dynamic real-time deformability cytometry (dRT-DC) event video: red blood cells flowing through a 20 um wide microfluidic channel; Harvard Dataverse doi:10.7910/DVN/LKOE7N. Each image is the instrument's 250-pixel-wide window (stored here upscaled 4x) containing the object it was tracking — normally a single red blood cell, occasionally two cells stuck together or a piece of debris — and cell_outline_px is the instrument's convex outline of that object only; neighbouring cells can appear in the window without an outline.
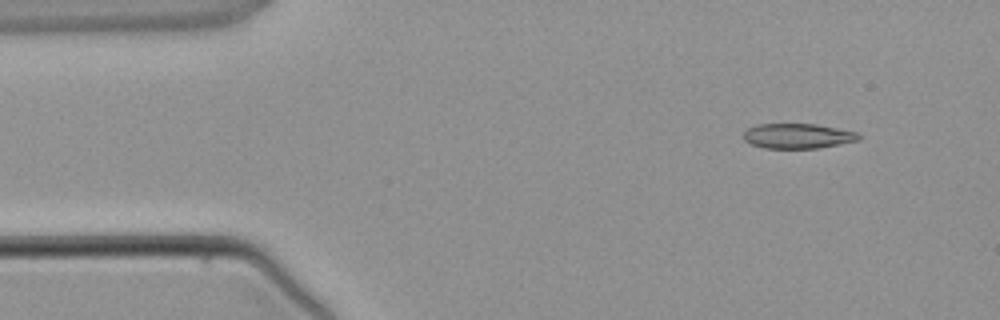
{"species": "common noctule bat (a hibernating species)", "species_latin": "Nyctalus noctula", "temperature_condition": "warm", "stored_images_in_passage": 4, "camera_frame_rate_fps": 3000, "um_per_image_px": 0.085, "animal": {"sex": "male", "body_mass_g": 21.5, "forearm_length_mm": 52.0}, "frame": {"image": 1, "passage_image": 2, "time_ms": 1.0, "image_size_px": [1000, 320], "cell_outline_px": [[860, 140], [820, 148], [764, 148], [752, 144], [744, 140], [744, 132], [748, 128], [756, 124], [816, 124], [856, 132], [860, 136]], "centroid_in_image_um": [67.8, 11.56], "position_along_channel_um": 17.2, "area_um2": 16.7}}
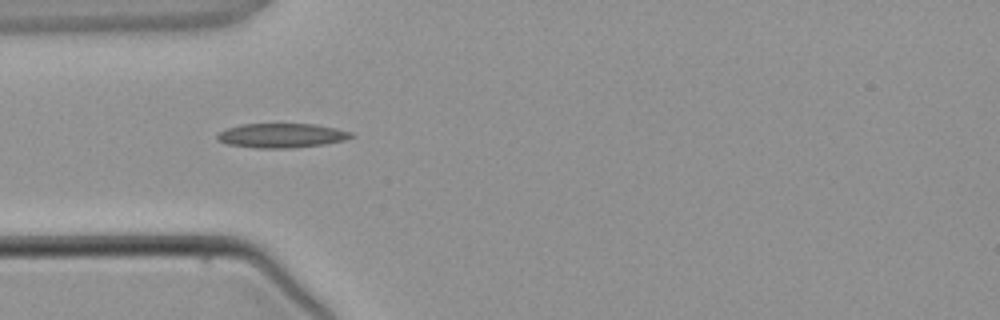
{"frame": {"image": 2, "passage_image": 4, "time_ms": 3.667, "image_size_px": [1000, 320], "cell_outline_px": [[356, 136], [344, 140], [324, 144], [292, 148], [256, 148], [228, 144], [216, 140], [216, 136], [220, 132], [228, 128], [240, 124], [312, 124], [336, 128], [352, 132]], "centroid_in_image_um": [23.94, 11.52], "position_along_channel_um": 61.1, "area_um2": 19.02}}